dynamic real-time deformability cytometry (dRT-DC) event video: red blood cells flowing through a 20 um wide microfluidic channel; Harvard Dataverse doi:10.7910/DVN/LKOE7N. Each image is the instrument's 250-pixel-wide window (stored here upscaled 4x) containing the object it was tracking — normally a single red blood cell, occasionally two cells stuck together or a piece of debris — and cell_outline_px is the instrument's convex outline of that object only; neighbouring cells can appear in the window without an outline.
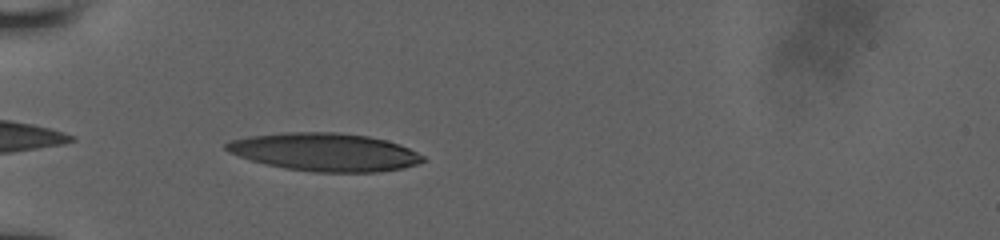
{"species": "human", "species_latin": "Homo sapiens", "temperature_condition": "room temperature", "stored_images_in_passage": 21, "camera_frame_rate_fps": 3000, "um_per_image_px": 0.085, "donor": {"sex": "male"}, "frame": {"image": 1, "passage_image": 3, "time_ms": 0.333, "image_size_px": [1000, 240], "cell_outline_px": [[428, 160], [420, 164], [404, 168], [376, 172], [312, 172], [284, 168], [252, 160], [228, 152], [224, 148], [224, 144], [232, 140], [248, 136], [280, 132], [336, 132], [368, 136], [400, 144], [424, 156]], "centroid_in_image_um": [27.63, 12.92], "position_along_channel_um": 57.4, "area_um2": 43.7}}
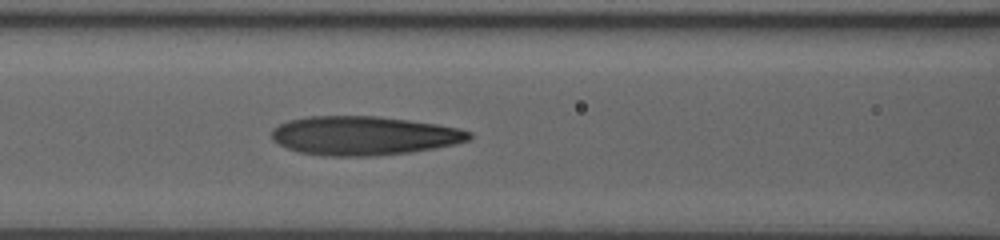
{"frame": {"image": 2, "passage_image": 14, "time_ms": 2.667, "image_size_px": [1000, 240], "cell_outline_px": [[472, 136], [468, 140], [452, 144], [432, 148], [408, 152], [372, 156], [320, 156], [300, 152], [288, 148], [272, 140], [272, 128], [288, 120], [308, 116], [376, 116], [408, 120], [436, 124], [460, 128], [472, 132]], "centroid_in_image_um": [30.89, 11.53], "position_along_channel_um": 135.7, "area_um2": 44.62}}
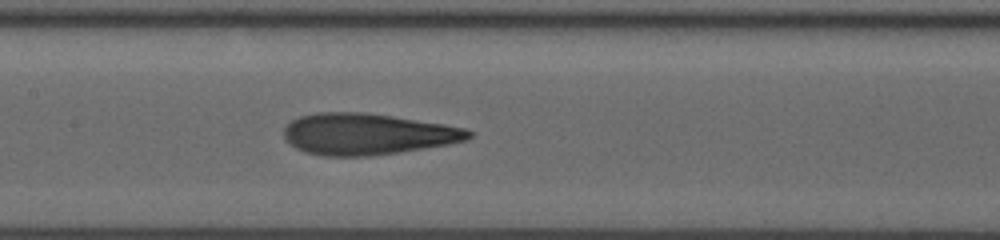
{"frame": {"image": 3, "passage_image": 18, "time_ms": 3.667, "image_size_px": [1000, 240], "cell_outline_px": [[472, 136], [468, 140], [448, 144], [396, 152], [368, 156], [320, 156], [304, 152], [288, 144], [284, 140], [284, 128], [292, 120], [300, 116], [320, 112], [364, 112], [392, 116], [444, 124], [464, 128], [472, 132]], "centroid_in_image_um": [31.17, 11.4], "position_along_channel_um": 176.2, "area_um2": 44.45}}